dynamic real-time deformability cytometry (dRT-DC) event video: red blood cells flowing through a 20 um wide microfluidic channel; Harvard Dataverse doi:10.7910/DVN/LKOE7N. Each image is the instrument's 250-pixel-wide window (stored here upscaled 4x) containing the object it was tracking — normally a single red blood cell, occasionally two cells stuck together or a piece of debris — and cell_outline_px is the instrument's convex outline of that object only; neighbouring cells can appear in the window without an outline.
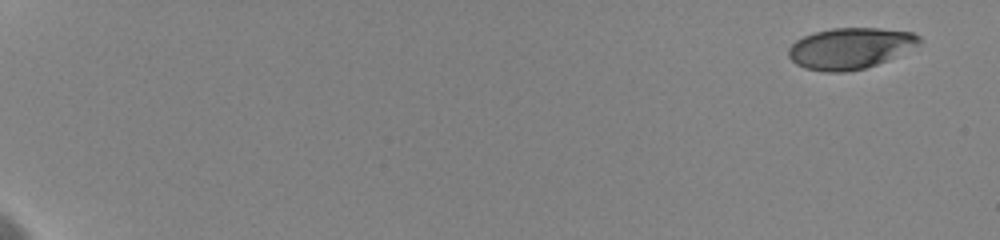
{"species": "human", "species_latin": "Homo sapiens", "temperature_condition": "cold", "stored_images_in_passage": 29, "camera_frame_rate_fps": 3000, "um_per_image_px": 0.085, "donor": {"sex": "female"}, "frame": {"image": 1, "passage_image": 1, "time_ms": 0.0, "image_size_px": [1000, 240], "cell_outline_px": [[920, 40], [916, 44], [876, 64], [864, 68], [844, 72], [824, 72], [804, 68], [796, 64], [788, 56], [788, 48], [796, 40], [804, 36], [816, 32], [832, 28], [876, 28], [912, 32], [920, 36]], "centroid_in_image_um": [72.16, 4.1], "position_along_channel_um": 12.8, "area_um2": 30.63}}
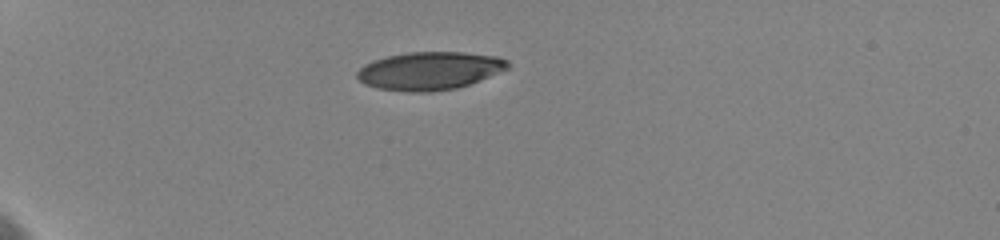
{"frame": {"image": 2, "passage_image": 22, "time_ms": 5.333, "image_size_px": [1000, 240], "cell_outline_px": [[512, 68], [480, 80], [456, 88], [432, 92], [408, 92], [376, 88], [364, 84], [356, 76], [356, 72], [364, 64], [372, 60], [388, 56], [408, 52], [464, 52], [500, 56], [508, 60], [512, 64]], "centroid_in_image_um": [36.56, 6.01], "position_along_channel_um": 48.4, "area_um2": 33.87}}